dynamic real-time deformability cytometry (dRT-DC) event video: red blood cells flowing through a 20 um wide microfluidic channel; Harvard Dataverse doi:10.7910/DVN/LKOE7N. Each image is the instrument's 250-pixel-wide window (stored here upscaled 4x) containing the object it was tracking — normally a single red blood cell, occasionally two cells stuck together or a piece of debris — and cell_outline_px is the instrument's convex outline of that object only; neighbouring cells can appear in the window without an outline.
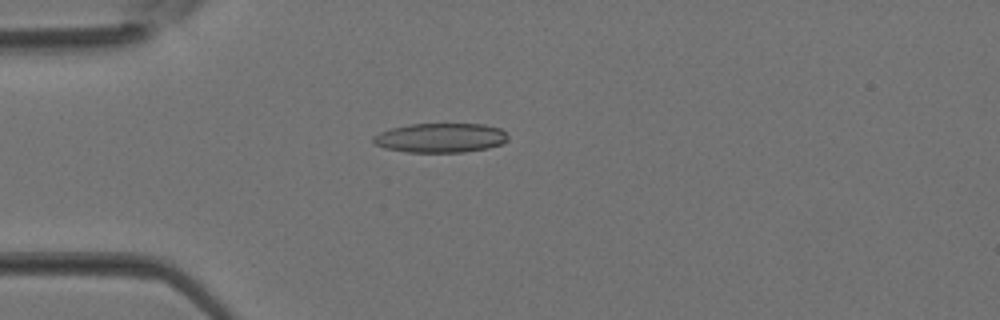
{"species": "Egyptian fruit bat (a non-hibernating species)", "species_latin": "Rousettus aegyptiacus", "temperature_condition": "room temperature", "stored_images_in_passage": 30, "camera_frame_rate_fps": 3000, "um_per_image_px": 0.085, "animal": {"sex": "female"}, "frame": {"image": 1, "passage_image": 3, "time_ms": 0.667, "image_size_px": [1000, 320], "cell_outline_px": [[508, 140], [500, 144], [488, 148], [464, 152], [408, 152], [384, 148], [372, 144], [372, 136], [380, 132], [392, 128], [412, 124], [484, 124], [500, 128], [508, 136]], "centroid_in_image_um": [37.42, 11.72], "position_along_channel_um": 47.6, "area_um2": 23.12}}
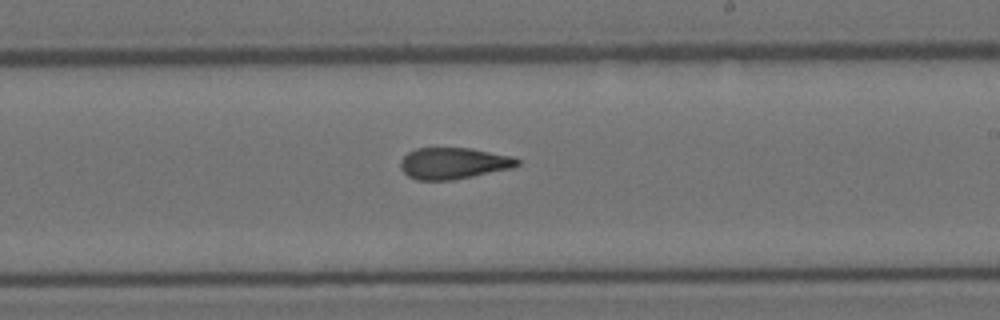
{"frame": {"image": 2, "passage_image": 15, "time_ms": 4.667, "image_size_px": [1000, 320], "cell_outline_px": [[520, 164], [512, 168], [452, 180], [416, 180], [408, 176], [400, 168], [400, 160], [408, 152], [416, 148], [472, 148], [512, 156], [520, 160]], "centroid_in_image_um": [38.54, 13.87], "position_along_channel_um": 250.5, "area_um2": 21.44}}
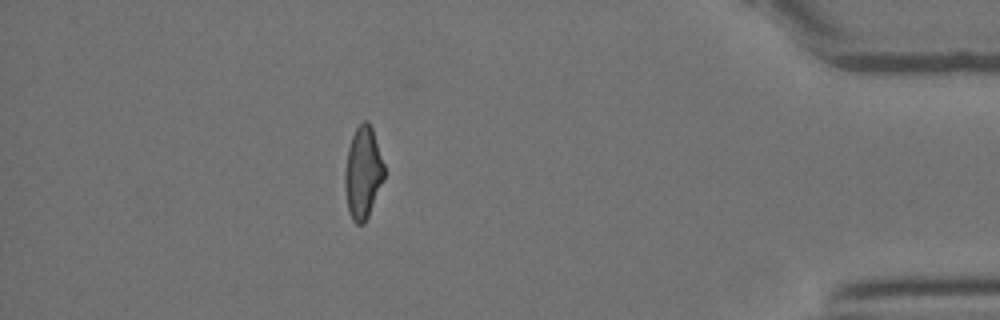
{"frame": {"image": 3, "passage_image": 26, "time_ms": 8.333, "image_size_px": [1000, 320], "cell_outline_px": [[384, 180], [368, 216], [364, 224], [356, 224], [352, 220], [348, 212], [344, 188], [344, 172], [348, 148], [352, 136], [356, 128], [364, 120], [368, 120], [372, 128], [384, 164]], "centroid_in_image_um": [30.84, 14.7], "position_along_channel_um": 404.4, "area_um2": 21.21}}